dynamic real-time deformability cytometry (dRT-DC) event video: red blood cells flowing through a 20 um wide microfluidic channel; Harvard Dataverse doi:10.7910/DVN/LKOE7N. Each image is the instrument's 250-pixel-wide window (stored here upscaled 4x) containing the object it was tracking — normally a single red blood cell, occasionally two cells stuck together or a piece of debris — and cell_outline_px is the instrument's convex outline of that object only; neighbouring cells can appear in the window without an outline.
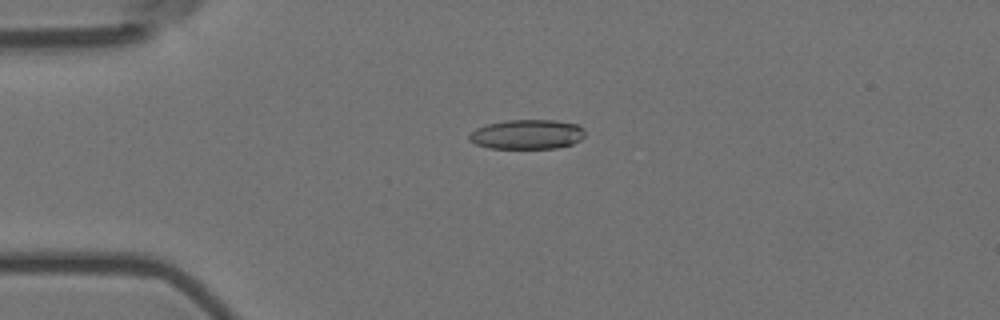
{"species": "Egyptian fruit bat (a non-hibernating species)", "species_latin": "Rousettus aegyptiacus", "temperature_condition": "room temperature", "stored_images_in_passage": 5, "camera_frame_rate_fps": 3000, "um_per_image_px": 0.085, "animal": {"sex": "female"}, "frame": {"image": 1, "passage_image": 4, "time_ms": 1.0, "image_size_px": [1000, 320], "cell_outline_px": [[584, 136], [580, 140], [572, 144], [556, 148], [488, 148], [476, 144], [468, 140], [468, 136], [476, 128], [488, 124], [504, 120], [556, 120], [580, 124], [584, 128]], "centroid_in_image_um": [44.82, 11.41], "position_along_channel_um": 40.2, "area_um2": 20.11}}